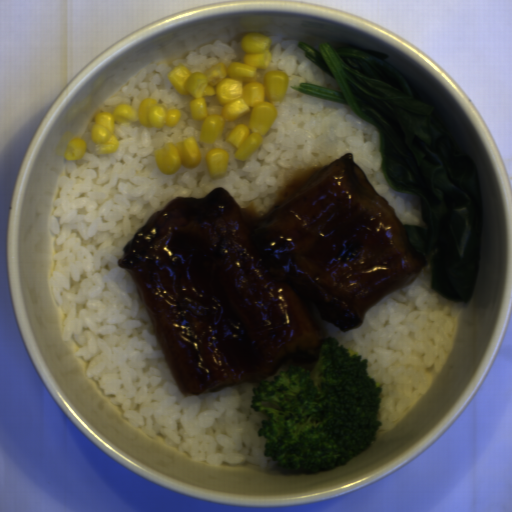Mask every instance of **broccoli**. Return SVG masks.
Listing matches in <instances>:
<instances>
[{"mask_svg": "<svg viewBox=\"0 0 512 512\" xmlns=\"http://www.w3.org/2000/svg\"><path fill=\"white\" fill-rule=\"evenodd\" d=\"M367 358L326 337L318 359L286 363L253 388V412L262 420L264 456L279 468L308 472L344 465L373 444L382 382Z\"/></svg>", "mask_w": 512, "mask_h": 512, "instance_id": "broccoli-1", "label": "broccoli"}]
</instances>
